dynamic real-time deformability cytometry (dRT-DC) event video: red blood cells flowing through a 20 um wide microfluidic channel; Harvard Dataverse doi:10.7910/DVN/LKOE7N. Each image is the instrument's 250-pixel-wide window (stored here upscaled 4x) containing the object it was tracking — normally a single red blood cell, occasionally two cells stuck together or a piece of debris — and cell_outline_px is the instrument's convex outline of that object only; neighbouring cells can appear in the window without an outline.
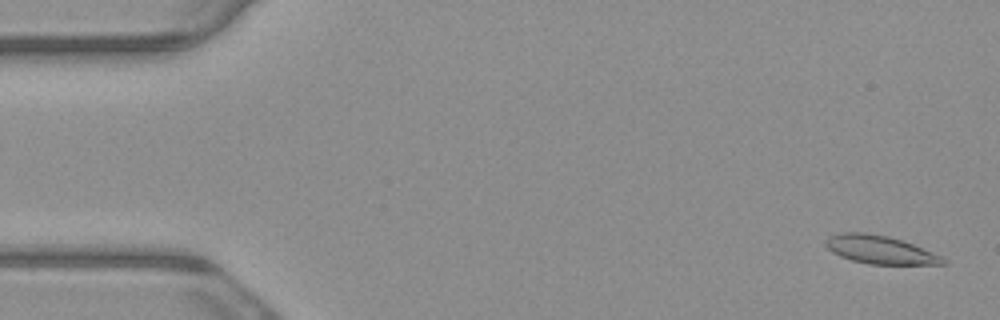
{"species": "common noctule bat (a hibernating species)", "species_latin": "Nyctalus noctula", "temperature_condition": "warm", "stored_images_in_passage": 5, "camera_frame_rate_fps": 3000, "um_per_image_px": 0.085, "animal": {"sex": "male", "body_mass_g": 23.1, "forearm_length_mm": 52.7}, "frame": {"image": 1, "passage_image": 1, "time_ms": 0.0, "image_size_px": [1000, 320], "cell_outline_px": [[948, 264], [868, 264], [852, 260], [840, 256], [832, 252], [824, 244], [824, 240], [828, 236], [840, 232], [864, 232], [888, 236], [912, 244], [944, 256], [948, 260]], "centroid_in_image_um": [74.8, 21.22], "position_along_channel_um": 10.2, "area_um2": 19.42}}
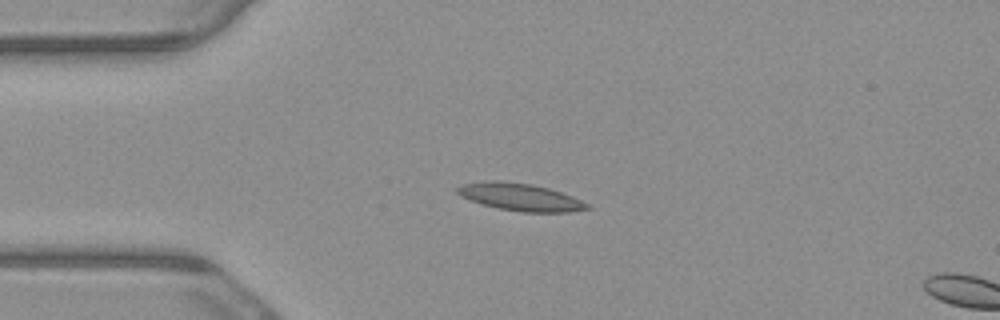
{"frame": {"image": 2, "passage_image": 4, "time_ms": 1.0, "image_size_px": [1000, 320], "cell_outline_px": [[592, 208], [568, 212], [524, 212], [500, 208], [484, 204], [460, 196], [456, 192], [456, 188], [460, 184], [484, 180], [500, 180], [532, 184], [548, 188], [572, 196], [588, 204]], "centroid_in_image_um": [44.19, 16.73], "position_along_channel_um": 40.8, "area_um2": 20.63}}